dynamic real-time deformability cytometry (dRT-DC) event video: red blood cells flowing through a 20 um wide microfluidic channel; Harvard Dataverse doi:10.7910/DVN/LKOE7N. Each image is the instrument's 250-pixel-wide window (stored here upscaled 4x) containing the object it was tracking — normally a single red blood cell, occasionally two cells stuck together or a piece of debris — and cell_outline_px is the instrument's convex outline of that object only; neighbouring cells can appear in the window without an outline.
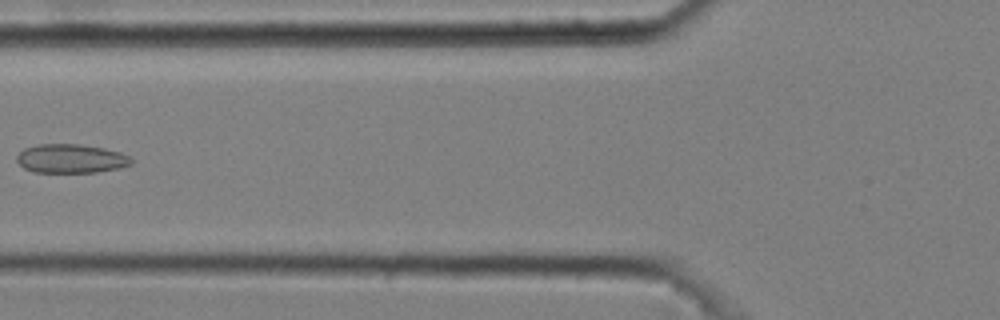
{"species": "common noctule bat (a hibernating species)", "species_latin": "Nyctalus noctula", "temperature_condition": "cold", "stored_images_in_passage": 8, "camera_frame_rate_fps": 3000, "um_per_image_px": 0.085, "animal": {"sex": "male", "body_mass_g": 20.4}, "frame": {"image": 1, "passage_image": 6, "time_ms": 1.667, "image_size_px": [1000, 320], "cell_outline_px": [[132, 164], [120, 168], [96, 172], [36, 172], [24, 168], [16, 160], [16, 156], [24, 148], [40, 144], [80, 144], [104, 148], [120, 152], [128, 156], [132, 160]], "centroid_in_image_um": [6.03, 13.48], "position_along_channel_um": 119.8, "area_um2": 19.25}}
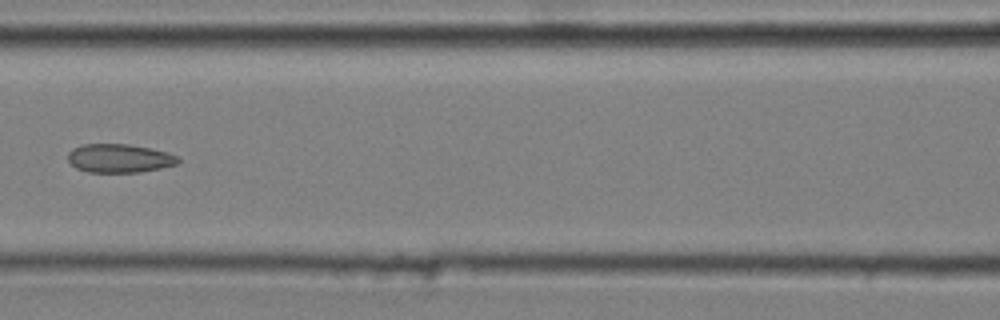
{"frame": {"image": 2, "passage_image": 7, "time_ms": 2.0, "image_size_px": [1000, 320], "cell_outline_px": [[180, 160], [176, 164], [160, 168], [140, 172], [88, 172], [76, 168], [68, 160], [68, 152], [72, 148], [84, 144], [128, 144], [168, 152], [176, 156]], "centroid_in_image_um": [10.12, 13.45], "position_along_channel_um": 156.5, "area_um2": 18.26}}
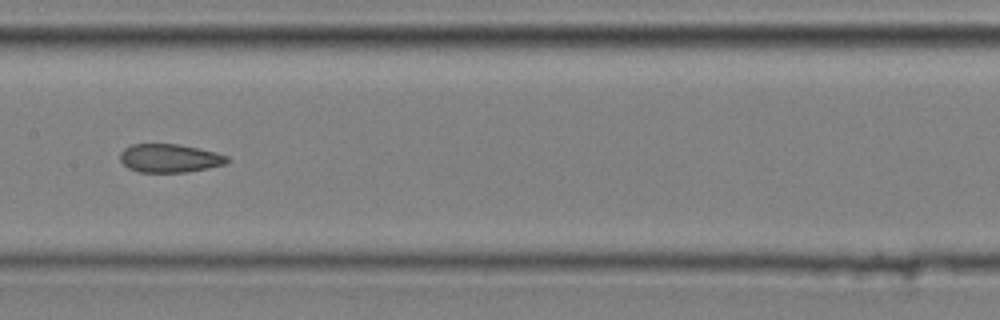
{"frame": {"image": 3, "passage_image": 8, "time_ms": 2.333, "image_size_px": [1000, 320], "cell_outline_px": [[232, 160], [228, 164], [188, 172], [140, 172], [128, 168], [120, 160], [120, 152], [124, 148], [132, 144], [180, 144], [216, 152], [228, 156]], "centroid_in_image_um": [14.47, 13.45], "position_along_channel_um": 192.9, "area_um2": 17.98}}